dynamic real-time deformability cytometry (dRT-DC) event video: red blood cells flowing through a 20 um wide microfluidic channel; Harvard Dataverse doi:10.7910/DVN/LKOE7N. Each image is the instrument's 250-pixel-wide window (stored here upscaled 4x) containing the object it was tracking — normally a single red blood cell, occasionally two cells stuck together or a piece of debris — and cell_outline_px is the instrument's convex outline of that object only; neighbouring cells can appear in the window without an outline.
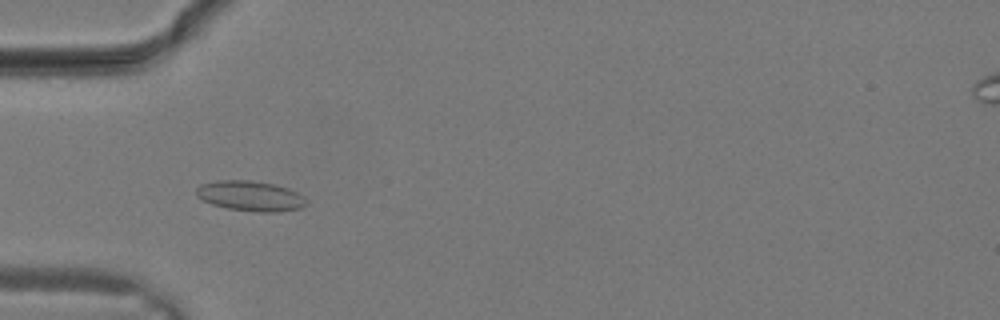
{"species": "common noctule bat (a hibernating species)", "species_latin": "Nyctalus noctula", "temperature_condition": "warm", "stored_images_in_passage": 9, "camera_frame_rate_fps": 3000, "um_per_image_px": 0.085, "animal": {"sex": "male", "body_mass_g": 19.2, "forearm_length_mm": 51.8}, "frame": {"image": 1, "passage_image": 6, "time_ms": 1.667, "image_size_px": [1000, 320], "cell_outline_px": [[308, 204], [300, 208], [280, 212], [260, 212], [228, 208], [212, 204], [196, 196], [196, 188], [200, 184], [220, 180], [252, 180], [276, 184], [288, 188], [304, 196]], "centroid_in_image_um": [21.31, 16.65], "position_along_channel_um": 63.7, "area_um2": 19.42}}
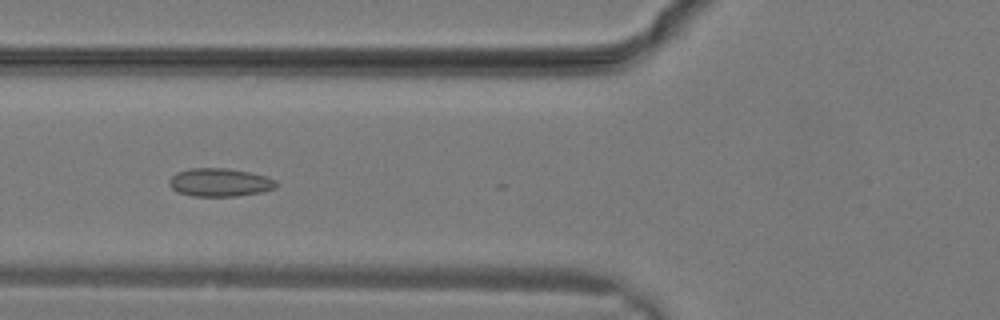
{"frame": {"image": 2, "passage_image": 8, "time_ms": 2.333, "image_size_px": [1000, 320], "cell_outline_px": [[276, 188], [260, 192], [236, 196], [192, 196], [176, 192], [168, 184], [168, 180], [176, 172], [188, 168], [228, 168], [248, 172], [264, 176], [276, 180]], "centroid_in_image_um": [18.62, 15.5], "position_along_channel_um": 107.2, "area_um2": 17.63}}